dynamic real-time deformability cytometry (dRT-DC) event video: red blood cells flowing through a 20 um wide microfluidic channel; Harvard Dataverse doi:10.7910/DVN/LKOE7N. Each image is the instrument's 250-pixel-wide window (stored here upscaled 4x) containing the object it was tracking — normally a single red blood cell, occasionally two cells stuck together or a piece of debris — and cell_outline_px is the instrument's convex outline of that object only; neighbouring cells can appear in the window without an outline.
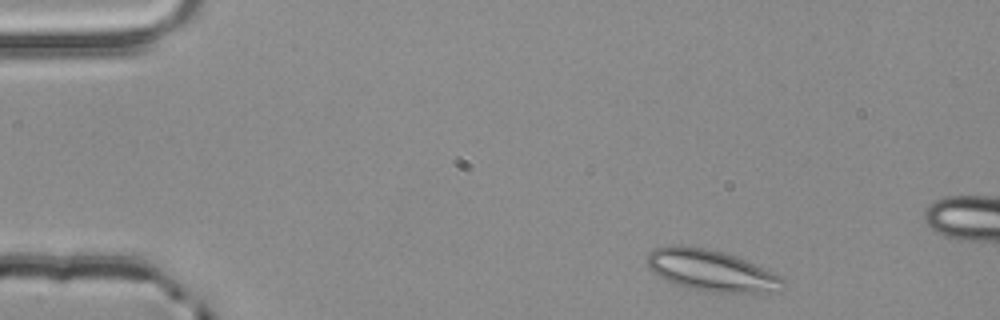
{"species": "common noctule bat (a hibernating species)", "species_latin": "Nyctalus noctula", "temperature_condition": "room temperature", "stored_images_in_passage": 50, "camera_frame_rate_fps": 3000, "um_per_image_px": 0.085, "animal": {"sex": "male", "body_mass_g": 20.4}, "frame": {"image": 1, "passage_image": 3, "time_ms": 0.667, "image_size_px": [1000, 320], "cell_outline_px": [[784, 284], [760, 292], [704, 292], [668, 280], [660, 276], [648, 268], [648, 252], [656, 248], [672, 244], [680, 244], [708, 248], [724, 252], [736, 256], [780, 276], [784, 280]], "centroid_in_image_um": [60.36, 22.94], "position_along_channel_um": 24.6, "area_um2": 31.85}}
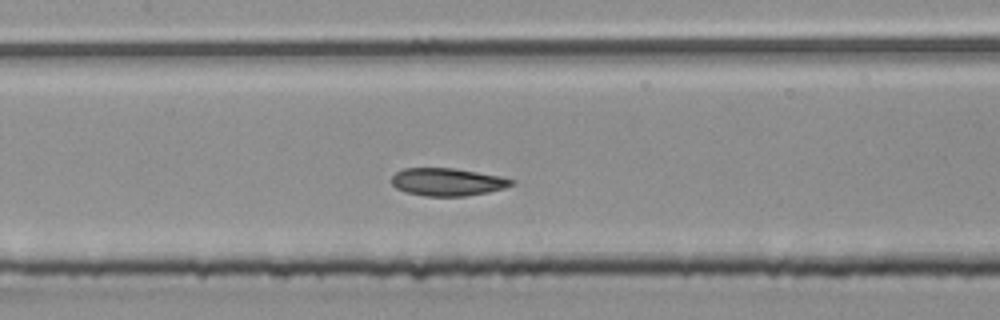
{"frame": {"image": 2, "passage_image": 21, "time_ms": 6.667, "image_size_px": [1000, 320], "cell_outline_px": [[516, 180], [512, 184], [504, 188], [488, 192], [464, 196], [424, 196], [404, 192], [396, 188], [392, 184], [392, 176], [396, 172], [404, 168], [452, 168], [500, 176]], "centroid_in_image_um": [38.0, 15.47], "position_along_channel_um": 169.4, "area_um2": 19.31}}
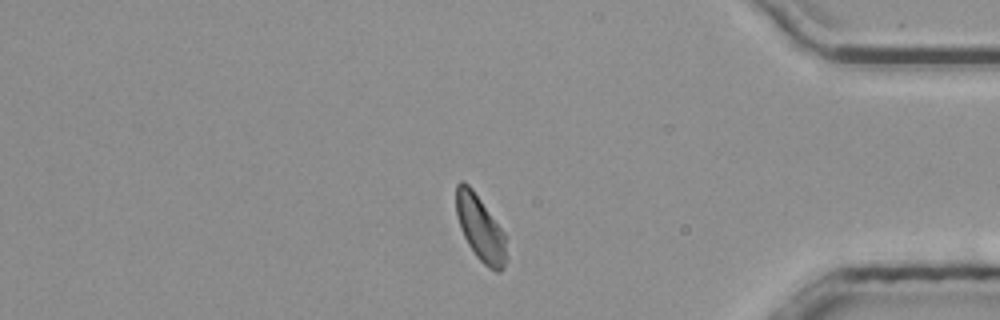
{"frame": {"image": 3, "passage_image": 41, "time_ms": 13.333, "image_size_px": [1000, 320], "cell_outline_px": [[508, 256], [504, 268], [500, 272], [496, 272], [488, 268], [476, 256], [468, 244], [460, 228], [456, 212], [456, 184], [460, 180], [464, 180], [472, 188], [504, 232]], "centroid_in_image_um": [40.84, 19.42], "position_along_channel_um": 394.4, "area_um2": 19.31}, "authors_computed_cell_mechanics": {"area_um2": 19.5942, "velocity_mm_per_s": 3.8174, "shape_relaxation_time_tau1_ms": 5.0738, "shape_relaxation_time_tau2_ms": 2.429, "deformation_change_tau1": 0.1036, "deformation_change_tau2": 0.0712}}